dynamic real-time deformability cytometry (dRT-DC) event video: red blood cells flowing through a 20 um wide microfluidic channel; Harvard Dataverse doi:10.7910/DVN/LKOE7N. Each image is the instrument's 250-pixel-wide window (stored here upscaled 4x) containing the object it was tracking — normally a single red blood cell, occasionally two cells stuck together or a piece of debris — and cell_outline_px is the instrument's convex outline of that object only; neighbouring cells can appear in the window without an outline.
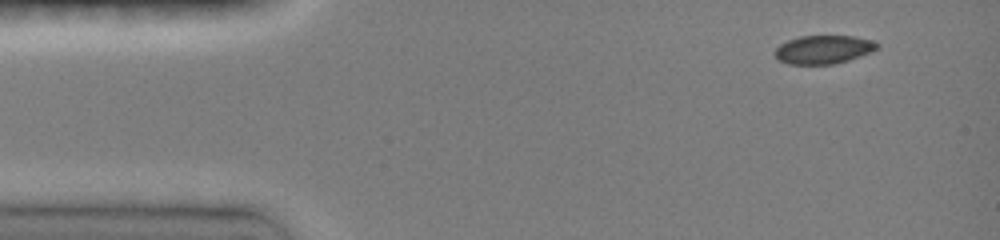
{"species": "common noctule bat (a hibernating species)", "species_latin": "Nyctalus noctula", "temperature_condition": "room temperature", "stored_images_in_passage": 5, "camera_frame_rate_fps": 3000, "um_per_image_px": 0.085, "animal": {"sex": "female", "body_mass_g": 19.0, "forearm_length_mm": 51.5}, "frame": {"image": 1, "passage_image": 1, "time_ms": 0.0, "image_size_px": [1000, 240], "cell_outline_px": [[880, 48], [872, 52], [848, 60], [832, 64], [788, 64], [780, 60], [772, 52], [780, 44], [788, 40], [800, 36], [856, 36], [872, 40], [880, 44]], "centroid_in_image_um": [70.02, 4.2], "position_along_channel_um": 15.0, "area_um2": 17.05}}
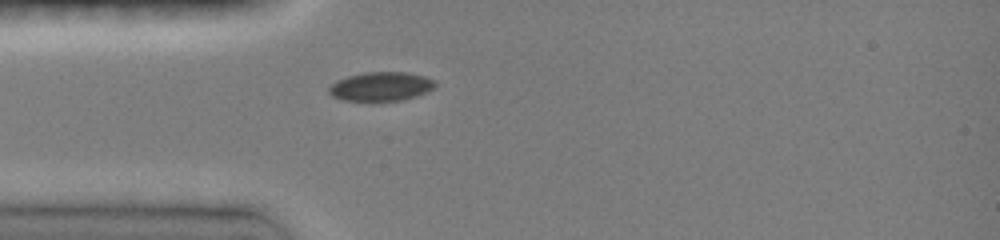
{"frame": {"image": 2, "passage_image": 4, "time_ms": 3.0, "image_size_px": [1000, 240], "cell_outline_px": [[436, 84], [432, 88], [416, 96], [400, 100], [372, 104], [344, 100], [332, 96], [328, 92], [328, 88], [336, 80], [348, 76], [364, 72], [408, 72], [424, 76], [436, 80]], "centroid_in_image_um": [32.33, 7.38], "position_along_channel_um": 52.7, "area_um2": 18.55}}